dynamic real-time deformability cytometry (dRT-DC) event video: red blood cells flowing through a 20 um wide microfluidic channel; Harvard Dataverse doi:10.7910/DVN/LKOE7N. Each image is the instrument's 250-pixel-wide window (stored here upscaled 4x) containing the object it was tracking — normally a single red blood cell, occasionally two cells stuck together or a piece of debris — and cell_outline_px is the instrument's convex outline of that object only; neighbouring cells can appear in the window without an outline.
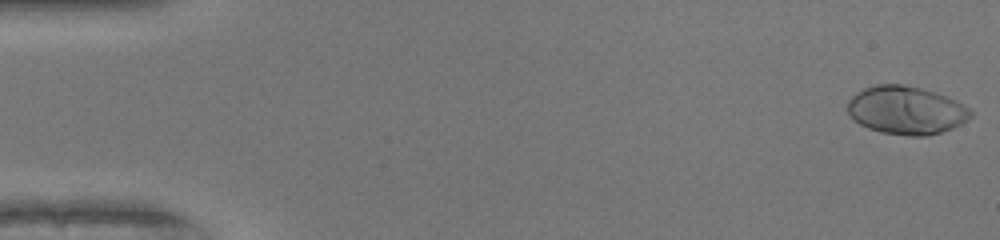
{"species": "human", "species_latin": "Homo sapiens", "temperature_condition": "warm", "stored_images_in_passage": 8, "camera_frame_rate_fps": 3000, "um_per_image_px": 0.085, "donor": {"sex": "female"}, "frame": {"image": 1, "passage_image": 1, "time_ms": 0.0, "image_size_px": [1000, 240], "cell_outline_px": [[972, 116], [968, 120], [952, 128], [940, 132], [924, 136], [908, 136], [880, 132], [868, 128], [852, 120], [848, 116], [848, 100], [856, 92], [864, 88], [876, 84], [904, 84], [920, 88], [948, 96], [956, 100], [968, 108], [972, 112]], "centroid_in_image_um": [76.99, 9.37], "position_along_channel_um": 8.0, "area_um2": 34.74}}